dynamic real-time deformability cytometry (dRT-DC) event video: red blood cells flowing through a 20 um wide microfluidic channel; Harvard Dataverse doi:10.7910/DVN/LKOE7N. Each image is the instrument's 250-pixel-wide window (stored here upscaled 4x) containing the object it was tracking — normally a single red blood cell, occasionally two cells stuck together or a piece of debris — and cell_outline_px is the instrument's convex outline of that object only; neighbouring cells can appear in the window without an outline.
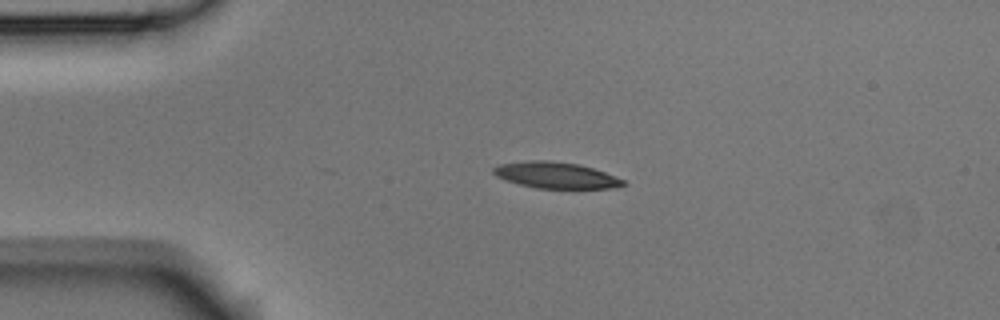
{"species": "Egyptian fruit bat (a non-hibernating species)", "species_latin": "Rousettus aegyptiacus", "temperature_condition": "room temperature", "stored_images_in_passage": 3, "camera_frame_rate_fps": 3000, "um_per_image_px": 0.085, "animal": {"sex": "male"}, "frame": {"image": 1, "passage_image": 2, "time_ms": 0.333, "image_size_px": [1000, 320], "cell_outline_px": [[628, 184], [616, 188], [536, 188], [520, 184], [496, 176], [492, 172], [492, 168], [500, 164], [532, 160], [548, 160], [580, 164], [604, 172], [624, 180]], "centroid_in_image_um": [47.27, 14.89], "position_along_channel_um": 37.7, "area_um2": 19.71}}